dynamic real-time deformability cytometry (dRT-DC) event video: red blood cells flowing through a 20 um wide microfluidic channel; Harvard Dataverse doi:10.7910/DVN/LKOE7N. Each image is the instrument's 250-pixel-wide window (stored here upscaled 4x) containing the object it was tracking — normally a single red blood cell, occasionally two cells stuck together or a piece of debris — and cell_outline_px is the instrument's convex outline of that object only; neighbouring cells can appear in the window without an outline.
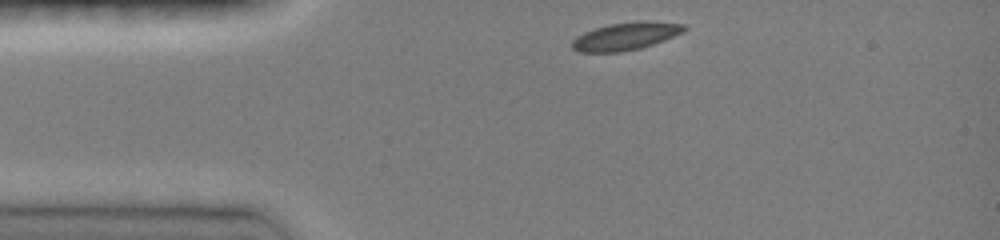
{"species": "common noctule bat (a hibernating species)", "species_latin": "Nyctalus noctula", "temperature_condition": "room temperature", "stored_images_in_passage": 4, "camera_frame_rate_fps": 3000, "um_per_image_px": 0.085, "animal": {"sex": "female", "body_mass_g": 19.0, "forearm_length_mm": 51.5}, "frame": {"image": 1, "passage_image": 1, "time_ms": 0.0, "image_size_px": [1000, 240], "cell_outline_px": [[688, 28], [684, 32], [664, 40], [640, 48], [620, 52], [580, 52], [572, 48], [572, 40], [576, 36], [584, 32], [608, 24], [636, 20], [644, 20], [684, 24]], "centroid_in_image_um": [53.2, 3.06], "position_along_channel_um": 31.8, "area_um2": 18.21}}
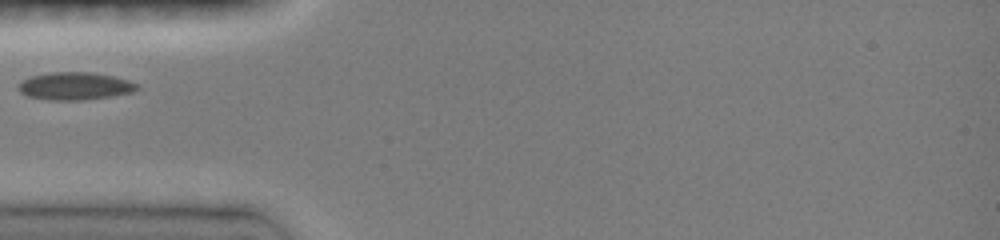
{"frame": {"image": 2, "passage_image": 3, "time_ms": 2.0, "image_size_px": [1000, 240], "cell_outline_px": [[140, 88], [132, 92], [84, 100], [48, 100], [28, 96], [20, 92], [16, 88], [16, 84], [20, 80], [32, 76], [52, 72], [92, 72], [112, 76], [128, 80], [140, 84]], "centroid_in_image_um": [6.33, 7.31], "position_along_channel_um": 78.7, "area_um2": 19.25}}